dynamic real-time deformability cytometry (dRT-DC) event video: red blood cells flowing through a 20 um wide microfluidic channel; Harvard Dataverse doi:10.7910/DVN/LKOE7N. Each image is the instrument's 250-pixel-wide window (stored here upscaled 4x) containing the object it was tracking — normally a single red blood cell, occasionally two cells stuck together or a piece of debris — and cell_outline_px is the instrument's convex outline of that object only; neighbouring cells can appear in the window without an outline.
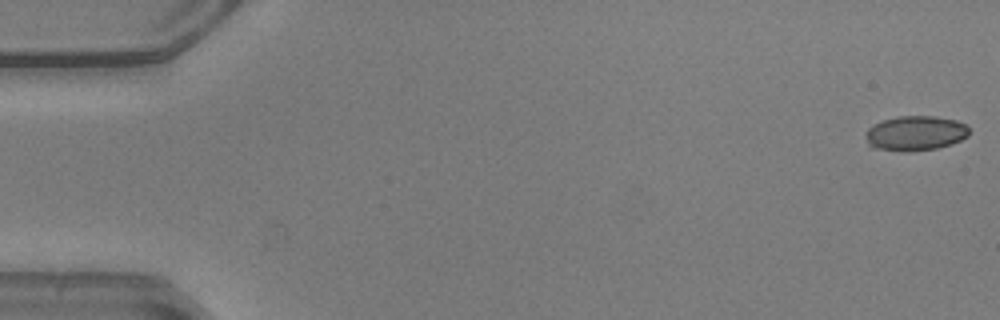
{"species": "common noctule bat (a hibernating species)", "species_latin": "Nyctalus noctula", "temperature_condition": "warm", "stored_images_in_passage": 16, "camera_frame_rate_fps": 3000, "um_per_image_px": 0.085, "animal": {"sex": "male", "body_mass_g": 20.5, "forearm_length_mm": 52.5}, "frame": {"image": 1, "passage_image": 1, "time_ms": 0.0, "image_size_px": [1000, 320], "cell_outline_px": [[968, 136], [952, 144], [936, 148], [912, 152], [900, 152], [868, 148], [868, 128], [884, 120], [896, 116], [936, 116], [956, 120], [964, 124], [968, 128]], "centroid_in_image_um": [77.81, 11.35], "position_along_channel_um": 7.2, "area_um2": 21.1}}